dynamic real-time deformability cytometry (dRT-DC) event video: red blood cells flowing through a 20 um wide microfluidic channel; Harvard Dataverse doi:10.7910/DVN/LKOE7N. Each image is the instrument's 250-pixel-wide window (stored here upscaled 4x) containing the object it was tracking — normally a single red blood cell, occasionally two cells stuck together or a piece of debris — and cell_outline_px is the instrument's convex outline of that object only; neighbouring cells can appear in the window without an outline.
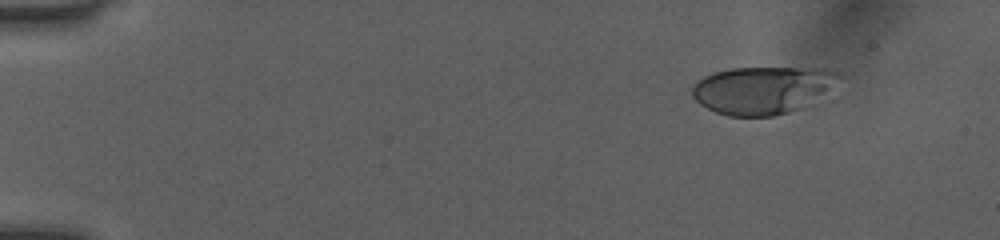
{"species": "human", "species_latin": "Homo sapiens", "temperature_condition": "room temperature", "stored_images_in_passage": 46, "camera_frame_rate_fps": 3000, "um_per_image_px": 0.085, "donor": {"sex": "female"}, "frame": {"image": 1, "passage_image": 1, "time_ms": 0.0, "image_size_px": [1000, 240], "cell_outline_px": [[848, 76], [800, 108], [788, 112], [772, 116], [728, 116], [716, 112], [700, 104], [692, 96], [692, 84], [696, 80], [704, 76], [716, 72], [732, 68], [828, 68], [840, 72]], "centroid_in_image_um": [64.83, 7.63], "position_along_channel_um": 20.2, "area_um2": 40.75}}
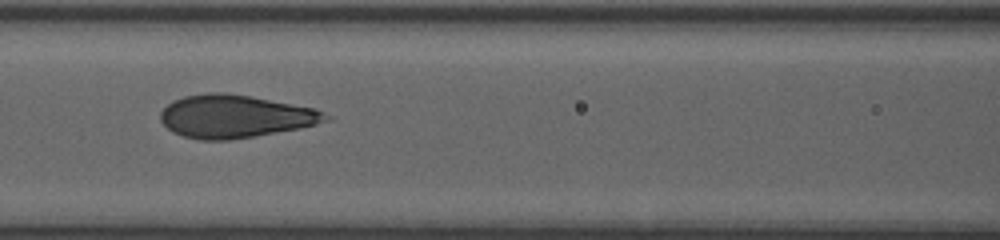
{"frame": {"image": 2, "passage_image": 19, "time_ms": 6.0, "image_size_px": [1000, 240], "cell_outline_px": [[332, 120], [300, 128], [228, 140], [200, 140], [184, 136], [172, 132], [160, 120], [160, 112], [172, 100], [184, 96], [208, 92], [224, 92], [252, 96], [316, 108], [332, 116]], "centroid_in_image_um": [20.0, 9.88], "position_along_channel_um": 146.6, "area_um2": 41.44}}
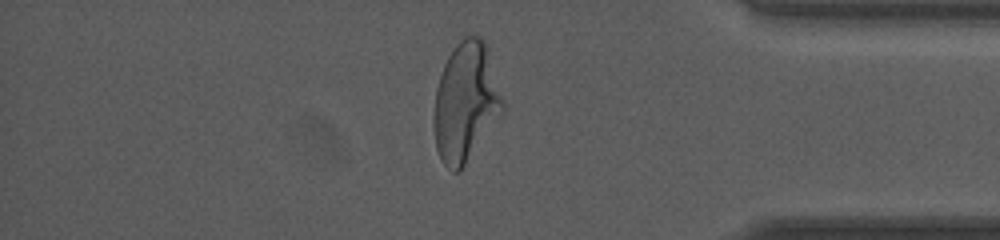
{"frame": {"image": 3, "passage_image": 39, "time_ms": 12.667, "image_size_px": [1000, 240], "cell_outline_px": [[504, 112], [464, 164], [456, 172], [452, 172], [440, 160], [436, 148], [432, 128], [432, 116], [436, 88], [444, 64], [448, 56], [456, 44], [464, 36], [480, 36], [484, 40], [504, 100]], "centroid_in_image_um": [39.56, 8.69], "position_along_channel_um": 395.6, "area_um2": 47.74}, "authors_computed_cell_mechanics": {"area_um2": 41.1536, "velocity_mm_per_s": 4.044, "shape_relaxation_time_tau1_ms": 5.3605, "shape_relaxation_time_tau2_ms": 0.651, "deformation_change_tau1": 0.1934, "deformation_change_tau2": 0.0808}}